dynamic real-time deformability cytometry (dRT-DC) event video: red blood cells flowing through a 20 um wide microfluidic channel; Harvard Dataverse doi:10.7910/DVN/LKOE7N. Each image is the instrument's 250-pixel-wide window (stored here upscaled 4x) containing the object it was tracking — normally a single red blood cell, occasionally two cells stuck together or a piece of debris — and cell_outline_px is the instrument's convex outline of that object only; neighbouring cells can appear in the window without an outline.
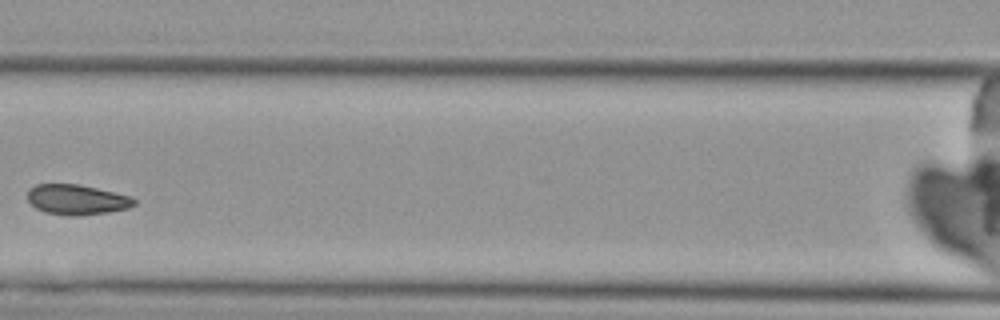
{"species": "Egyptian fruit bat (a non-hibernating species)", "species_latin": "Rousettus aegyptiacus", "temperature_condition": "cold", "stored_images_in_passage": 3, "camera_frame_rate_fps": 3000, "um_per_image_px": 0.085, "animal": {"sex": "female"}, "frame": {"image": 1, "passage_image": 3, "time_ms": 2.333, "image_size_px": [1000, 320], "cell_outline_px": [[136, 204], [128, 208], [108, 212], [76, 216], [72, 216], [44, 212], [36, 208], [28, 200], [28, 188], [36, 184], [80, 184], [132, 196], [136, 200]], "centroid_in_image_um": [6.54, 16.96], "position_along_channel_um": 160.1, "area_um2": 18.84}}